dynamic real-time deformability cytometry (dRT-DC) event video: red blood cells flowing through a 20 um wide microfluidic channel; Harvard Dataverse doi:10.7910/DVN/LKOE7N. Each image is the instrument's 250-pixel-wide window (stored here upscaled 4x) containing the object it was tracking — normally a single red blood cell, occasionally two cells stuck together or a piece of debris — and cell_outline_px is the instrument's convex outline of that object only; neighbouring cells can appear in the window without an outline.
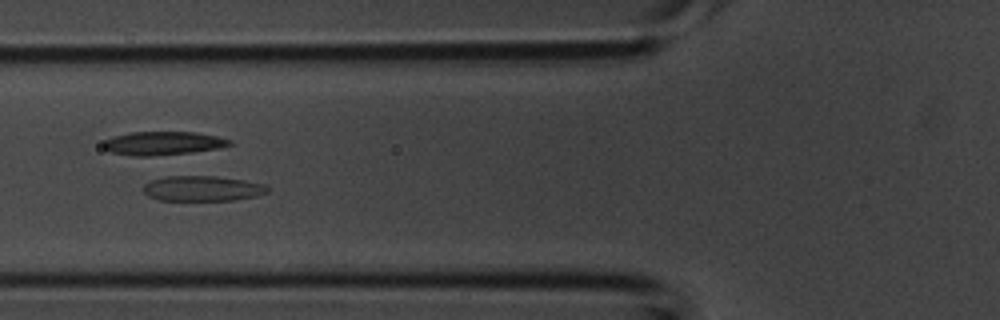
{"species": "common noctule bat (a hibernating species)", "species_latin": "Nyctalus noctula", "temperature_condition": "room temperature", "stored_images_in_passage": 2, "camera_frame_rate_fps": 3000, "um_per_image_px": 0.085, "animal": {"sex": "male", "body_mass_g": 20.1, "forearm_length_mm": 53.5}, "frame": {"image": 1, "passage_image": 2, "time_ms": 0.333, "image_size_px": [1000, 320], "cell_outline_px": [[268, 192], [256, 196], [236, 200], [160, 200], [148, 196], [144, 192], [144, 184], [152, 180], [164, 176], [216, 176], [244, 180], [264, 184], [268, 188]], "centroid_in_image_um": [17.21, 16.02], "position_along_channel_um": 108.6, "area_um2": 18.26}}